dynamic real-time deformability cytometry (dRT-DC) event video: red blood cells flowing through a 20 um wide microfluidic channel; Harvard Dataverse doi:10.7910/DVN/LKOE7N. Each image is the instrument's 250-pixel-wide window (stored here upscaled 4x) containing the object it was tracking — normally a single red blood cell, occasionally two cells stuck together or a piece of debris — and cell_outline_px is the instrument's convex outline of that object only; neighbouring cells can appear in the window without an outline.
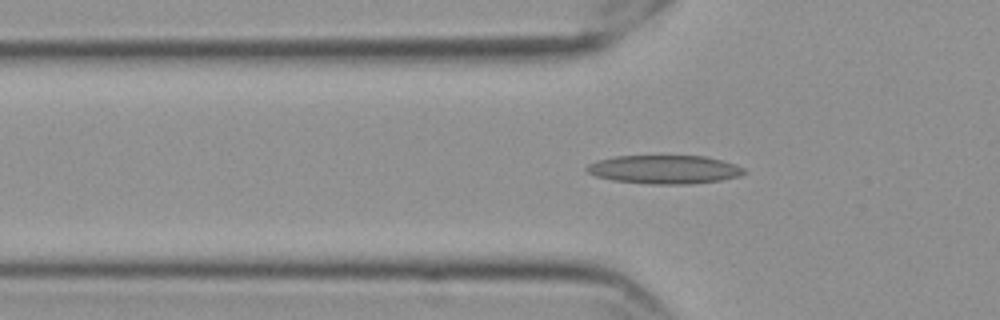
{"species": "Egyptian fruit bat (a non-hibernating species)", "species_latin": "Rousettus aegyptiacus", "temperature_condition": "cold", "stored_images_in_passage": 40, "camera_frame_rate_fps": 3000, "um_per_image_px": 0.085, "frame": {"image": 1, "passage_image": 2, "time_ms": 0.333, "image_size_px": [1000, 320], "cell_outline_px": [[744, 172], [740, 176], [720, 180], [688, 184], [648, 184], [612, 180], [596, 176], [588, 172], [584, 168], [588, 164], [596, 160], [616, 156], [704, 156], [736, 164], [744, 168]], "centroid_in_image_um": [56.44, 14.4], "position_along_channel_um": 69.4, "area_um2": 26.13}}
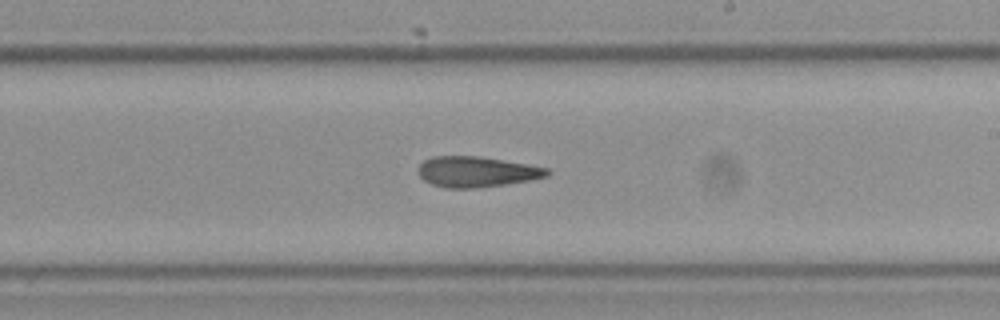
{"frame": {"image": 2, "passage_image": 17, "time_ms": 5.333, "image_size_px": [1000, 320], "cell_outline_px": [[552, 172], [548, 176], [528, 180], [504, 184], [476, 188], [448, 188], [432, 184], [424, 180], [420, 176], [420, 164], [424, 160], [432, 156], [476, 156], [548, 168]], "centroid_in_image_um": [40.5, 14.6], "position_along_channel_um": 248.5, "area_um2": 22.54}}
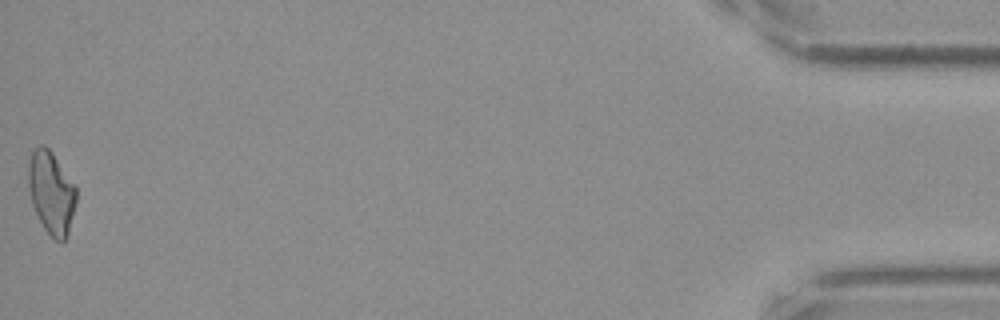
{"frame": {"image": 3, "passage_image": 40, "time_ms": 13.0, "image_size_px": [1000, 320], "cell_outline_px": [[76, 200], [68, 232], [64, 240], [60, 244], [44, 228], [32, 204], [28, 184], [28, 164], [32, 152], [40, 144], [44, 144], [52, 152], [76, 188]], "centroid_in_image_um": [4.34, 16.36], "position_along_channel_um": 430.9, "area_um2": 22.6}, "authors_computed_cell_mechanics": {"area_um2": 23.0044, "velocity_mm_per_s": 3.5772, "shape_relaxation_time_tau1_ms": null, "shape_relaxation_time_tau2_ms": 5.2904, "deformation_change_tau1": null, "deformation_change_tau2": 0.1488}}